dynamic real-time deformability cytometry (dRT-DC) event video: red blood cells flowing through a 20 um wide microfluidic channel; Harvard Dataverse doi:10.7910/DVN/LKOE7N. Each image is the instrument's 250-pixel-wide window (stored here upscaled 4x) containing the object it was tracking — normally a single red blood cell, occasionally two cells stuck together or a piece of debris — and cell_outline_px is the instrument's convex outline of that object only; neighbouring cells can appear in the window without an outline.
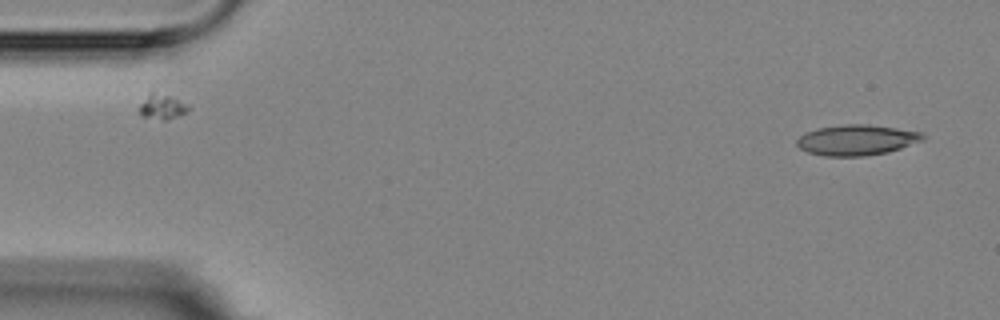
{"species": "Egyptian fruit bat (a non-hibernating species)", "species_latin": "Rousettus aegyptiacus", "temperature_condition": "room temperature", "stored_images_in_passage": 2, "camera_frame_rate_fps": 3000, "um_per_image_px": 0.085, "animal": {"sex": "female"}, "frame": {"image": 1, "passage_image": 2, "time_ms": 1.0, "image_size_px": [1000, 320], "cell_outline_px": [[924, 140], [888, 152], [864, 156], [824, 156], [808, 152], [800, 148], [796, 144], [796, 140], [804, 132], [816, 128], [844, 124], [868, 124], [924, 132]], "centroid_in_image_um": [72.8, 11.89], "position_along_channel_um": 12.2, "area_um2": 22.54}}